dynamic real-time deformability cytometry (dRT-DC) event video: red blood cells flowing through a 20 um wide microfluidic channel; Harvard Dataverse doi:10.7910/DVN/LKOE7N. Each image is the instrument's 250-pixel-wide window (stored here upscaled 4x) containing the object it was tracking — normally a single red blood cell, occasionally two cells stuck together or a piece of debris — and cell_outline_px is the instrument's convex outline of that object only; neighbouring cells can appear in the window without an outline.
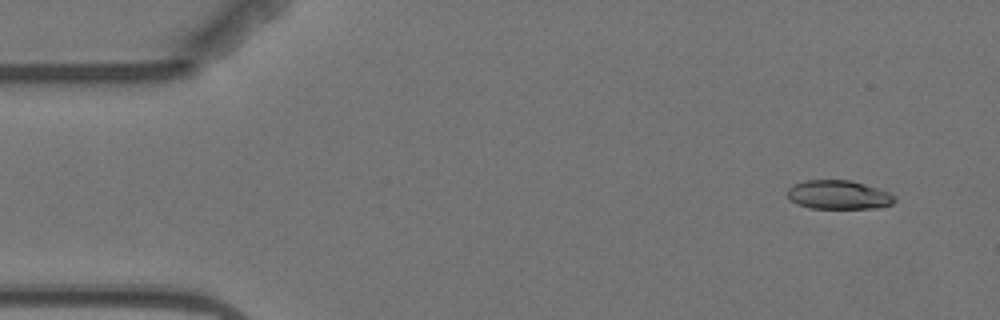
{"species": "Egyptian fruit bat (a non-hibernating species)", "species_latin": "Rousettus aegyptiacus", "temperature_condition": "warm", "stored_images_in_passage": 5, "camera_frame_rate_fps": 3000, "um_per_image_px": 0.085, "animal": {"sex": "female"}, "frame": {"image": 1, "passage_image": 1, "time_ms": 0.0, "image_size_px": [1000, 320], "cell_outline_px": [[896, 200], [892, 204], [876, 208], [812, 208], [796, 204], [788, 196], [788, 188], [792, 184], [804, 180], [852, 180], [888, 192], [896, 196]], "centroid_in_image_um": [71.27, 16.55], "position_along_channel_um": 13.7, "area_um2": 18.03}}
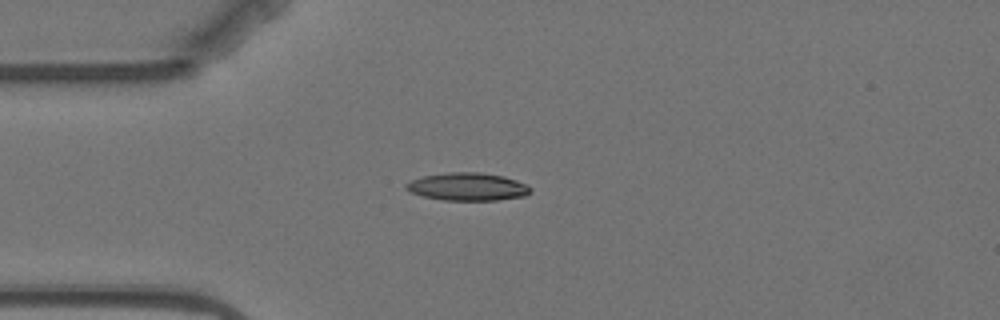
{"frame": {"image": 2, "passage_image": 3, "time_ms": 3.333, "image_size_px": [1000, 320], "cell_outline_px": [[532, 192], [524, 196], [496, 200], [444, 200], [424, 196], [412, 192], [404, 188], [404, 184], [412, 180], [424, 176], [448, 172], [480, 172], [504, 176], [528, 184], [532, 188]], "centroid_in_image_um": [39.79, 15.86], "position_along_channel_um": 45.2, "area_um2": 20.17}}
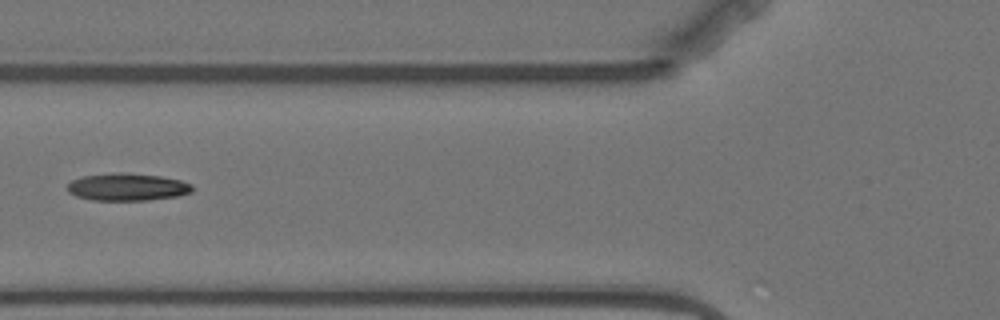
{"frame": {"image": 3, "passage_image": 5, "time_ms": 5.667, "image_size_px": [1000, 320], "cell_outline_px": [[192, 192], [180, 196], [148, 200], [92, 200], [76, 196], [68, 192], [68, 184], [72, 180], [84, 176], [120, 172], [160, 176], [180, 180], [192, 184]], "centroid_in_image_um": [10.85, 15.9], "position_along_channel_um": 115.0, "area_um2": 19.88}}